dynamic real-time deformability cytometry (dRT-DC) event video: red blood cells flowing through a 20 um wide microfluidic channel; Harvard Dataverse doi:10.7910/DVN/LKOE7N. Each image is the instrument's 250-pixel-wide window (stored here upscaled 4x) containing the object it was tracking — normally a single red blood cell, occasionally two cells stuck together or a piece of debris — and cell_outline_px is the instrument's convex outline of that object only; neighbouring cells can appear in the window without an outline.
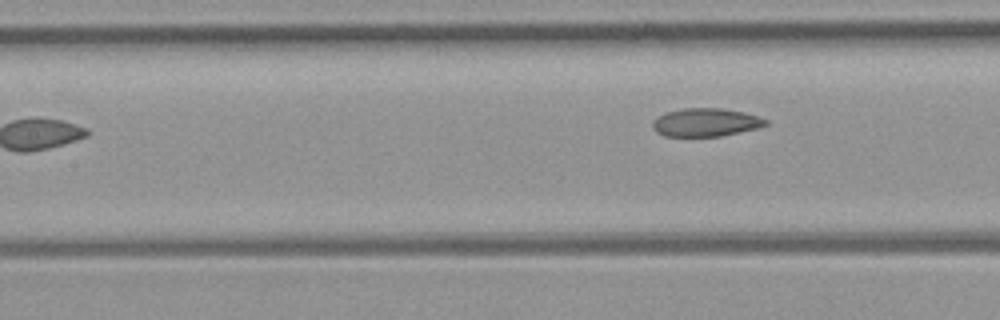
{"species": "common noctule bat (a hibernating species)", "species_latin": "Nyctalus noctula", "temperature_condition": "room temperature", "stored_images_in_passage": 6, "camera_frame_rate_fps": 3000, "um_per_image_px": 0.085, "animal": {"sex": "female", "body_mass_g": 21.9}, "frame": {"image": 1, "passage_image": 6, "time_ms": 6.0, "image_size_px": [1000, 320], "cell_outline_px": [[768, 124], [756, 128], [720, 136], [664, 136], [656, 132], [652, 128], [652, 120], [656, 116], [664, 112], [684, 108], [720, 108], [744, 112], [768, 120]], "centroid_in_image_um": [59.91, 10.39], "position_along_channel_um": 147.5, "area_um2": 18.61}}